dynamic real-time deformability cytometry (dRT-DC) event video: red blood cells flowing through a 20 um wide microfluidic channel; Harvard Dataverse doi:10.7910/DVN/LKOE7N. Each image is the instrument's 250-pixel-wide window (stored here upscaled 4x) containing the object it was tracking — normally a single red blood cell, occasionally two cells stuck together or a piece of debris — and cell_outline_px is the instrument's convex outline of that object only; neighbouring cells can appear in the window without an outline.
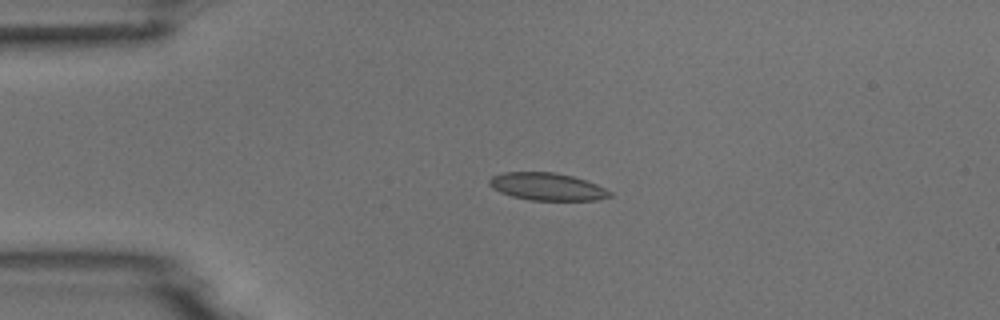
{"species": "common noctule bat (a hibernating species)", "species_latin": "Nyctalus noctula", "temperature_condition": "room temperature", "stored_images_in_passage": 4, "camera_frame_rate_fps": 3000, "um_per_image_px": 0.085, "animal": {"sex": "male", "body_mass_g": 18.8}, "frame": {"image": 1, "passage_image": 3, "time_ms": 3.333, "image_size_px": [1000, 320], "cell_outline_px": [[612, 196], [596, 200], [528, 200], [512, 196], [500, 192], [492, 188], [488, 184], [488, 180], [492, 176], [504, 172], [556, 172], [572, 176], [596, 184], [612, 192]], "centroid_in_image_um": [46.48, 15.86], "position_along_channel_um": 38.5, "area_um2": 19.31}}